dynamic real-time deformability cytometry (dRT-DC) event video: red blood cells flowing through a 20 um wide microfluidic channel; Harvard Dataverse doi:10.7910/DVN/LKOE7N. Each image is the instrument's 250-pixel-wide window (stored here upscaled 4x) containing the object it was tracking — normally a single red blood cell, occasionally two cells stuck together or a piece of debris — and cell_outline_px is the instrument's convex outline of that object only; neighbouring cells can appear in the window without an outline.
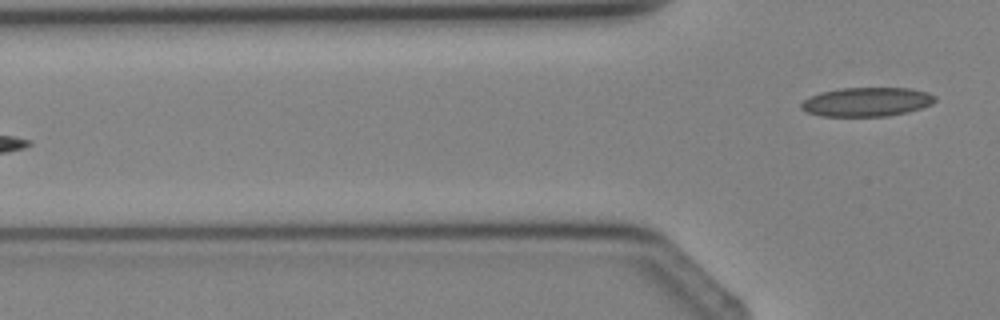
{"species": "Egyptian fruit bat (a non-hibernating species)", "species_latin": "Rousettus aegyptiacus", "temperature_condition": "cold", "stored_images_in_passage": 6, "camera_frame_rate_fps": 3000, "um_per_image_px": 0.085, "animal": {"sex": "female"}, "frame": {"image": 1, "passage_image": 6, "time_ms": 6.0, "image_size_px": [1000, 320], "cell_outline_px": [[936, 100], [932, 104], [908, 112], [888, 116], [820, 116], [808, 112], [800, 108], [800, 104], [804, 100], [820, 92], [840, 88], [912, 88], [928, 92], [936, 96]], "centroid_in_image_um": [73.7, 8.66], "position_along_channel_um": 52.1, "area_um2": 22.72}}